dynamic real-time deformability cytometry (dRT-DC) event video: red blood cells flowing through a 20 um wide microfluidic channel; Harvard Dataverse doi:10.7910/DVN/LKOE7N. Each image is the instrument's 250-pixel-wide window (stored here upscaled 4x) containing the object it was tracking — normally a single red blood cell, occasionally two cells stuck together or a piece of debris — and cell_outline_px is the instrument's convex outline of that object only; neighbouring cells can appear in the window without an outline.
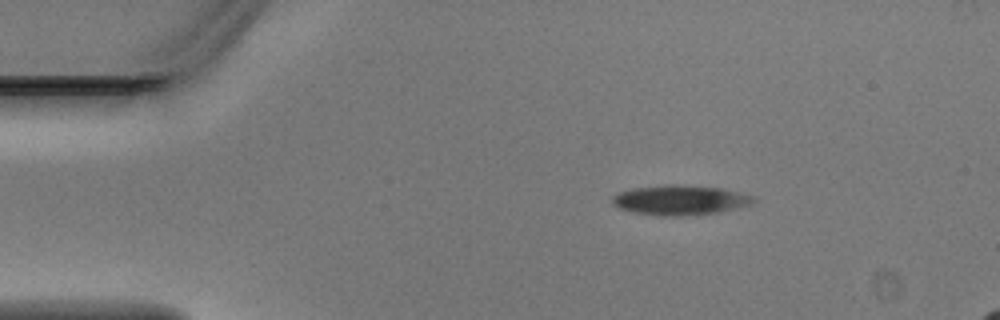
{"species": "Egyptian fruit bat (a non-hibernating species)", "species_latin": "Rousettus aegyptiacus", "temperature_condition": "warm", "stored_images_in_passage": 5, "camera_frame_rate_fps": 3000, "um_per_image_px": 0.085, "animal": {"sex": "male"}, "frame": {"image": 1, "passage_image": 2, "time_ms": 0.333, "image_size_px": [1000, 320], "cell_outline_px": [[756, 200], [752, 204], [716, 212], [680, 216], [660, 216], [632, 212], [620, 208], [612, 204], [612, 196], [616, 192], [632, 188], [668, 184], [684, 184], [720, 188], [756, 196]], "centroid_in_image_um": [57.76, 16.99], "position_along_channel_um": 27.2, "area_um2": 24.68}}